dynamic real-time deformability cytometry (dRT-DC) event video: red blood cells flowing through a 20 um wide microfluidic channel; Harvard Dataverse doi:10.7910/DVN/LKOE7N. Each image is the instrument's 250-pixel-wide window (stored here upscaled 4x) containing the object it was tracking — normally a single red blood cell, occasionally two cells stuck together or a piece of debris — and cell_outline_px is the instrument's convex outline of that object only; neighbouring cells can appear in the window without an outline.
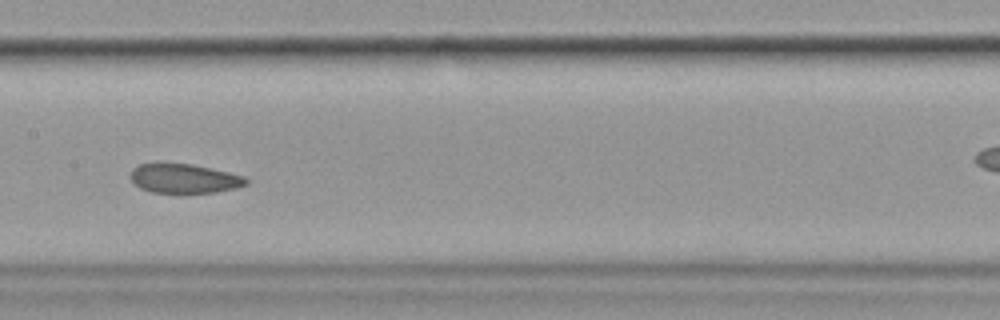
{"species": "common noctule bat (a hibernating species)", "species_latin": "Nyctalus noctula", "temperature_condition": "cold", "stored_images_in_passage": 10, "camera_frame_rate_fps": 3000, "um_per_image_px": 0.085, "animal": {"sex": "female", "body_mass_g": 19.9}, "frame": {"image": 1, "passage_image": 9, "time_ms": 9.333, "image_size_px": [1000, 320], "cell_outline_px": [[248, 184], [236, 188], [216, 192], [152, 192], [140, 188], [128, 176], [132, 168], [140, 164], [192, 164], [228, 172], [244, 176], [248, 180]], "centroid_in_image_um": [15.66, 15.17], "position_along_channel_um": 191.7, "area_um2": 19.48}}